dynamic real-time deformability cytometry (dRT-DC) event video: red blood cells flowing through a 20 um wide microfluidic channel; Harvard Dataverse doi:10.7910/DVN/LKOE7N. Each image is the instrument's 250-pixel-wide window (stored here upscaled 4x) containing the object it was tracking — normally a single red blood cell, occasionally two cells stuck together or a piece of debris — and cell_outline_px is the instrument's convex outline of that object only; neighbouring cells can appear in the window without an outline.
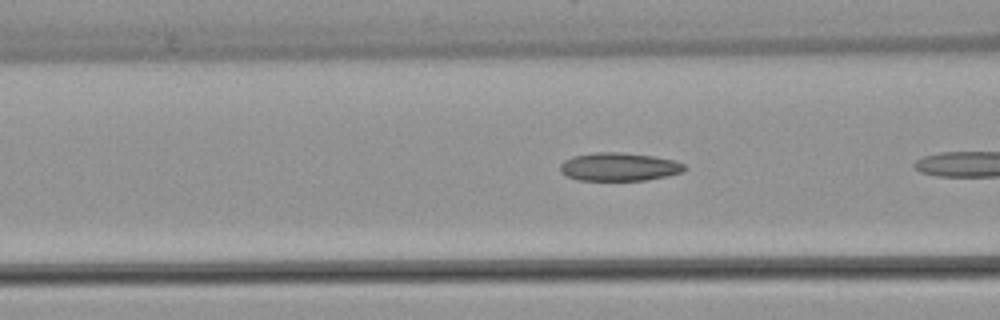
{"species": "common noctule bat (a hibernating species)", "species_latin": "Nyctalus noctula", "temperature_condition": "warm", "stored_images_in_passage": 7, "camera_frame_rate_fps": 3000, "um_per_image_px": 0.085, "animal": {"sex": "female", "body_mass_g": 22.7, "forearm_length_mm": 54.2}, "frame": {"image": 1, "passage_image": 5, "time_ms": 1.333, "image_size_px": [1000, 320], "cell_outline_px": [[688, 168], [684, 172], [668, 176], [644, 180], [576, 180], [560, 172], [560, 164], [564, 160], [572, 156], [596, 152], [624, 152], [652, 156], [676, 160], [684, 164]], "centroid_in_image_um": [52.65, 14.17], "position_along_channel_um": 114.0, "area_um2": 20.69}}